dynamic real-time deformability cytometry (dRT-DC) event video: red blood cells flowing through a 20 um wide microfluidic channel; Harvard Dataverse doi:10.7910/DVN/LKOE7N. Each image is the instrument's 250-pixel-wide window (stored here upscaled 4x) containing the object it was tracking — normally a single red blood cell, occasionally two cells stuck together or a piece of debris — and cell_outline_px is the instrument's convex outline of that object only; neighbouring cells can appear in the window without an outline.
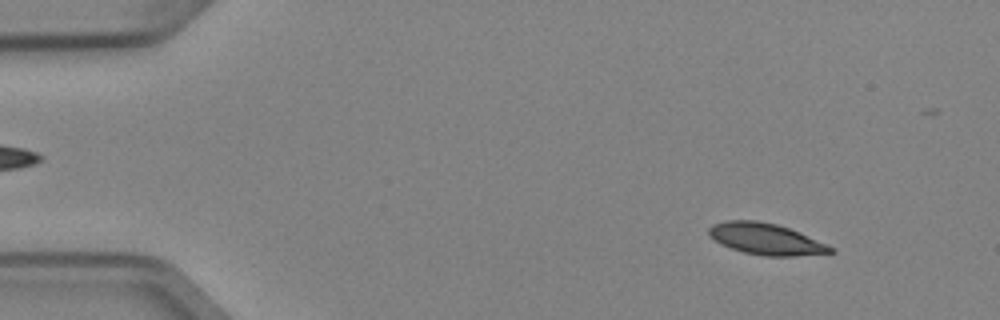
{"species": "Egyptian fruit bat (a non-hibernating species)", "species_latin": "Rousettus aegyptiacus", "temperature_condition": "cold", "stored_images_in_passage": 52, "camera_frame_rate_fps": 3000, "um_per_image_px": 0.085, "animal": {"sex": "female"}, "frame": {"image": 1, "passage_image": 5, "time_ms": 1.333, "image_size_px": [1000, 320], "cell_outline_px": [[836, 252], [796, 256], [764, 256], [744, 252], [720, 244], [708, 236], [708, 228], [712, 224], [724, 220], [756, 220], [776, 224], [788, 228], [828, 244], [836, 248]], "centroid_in_image_um": [65.09, 20.31], "position_along_channel_um": 19.9, "area_um2": 22.37}}
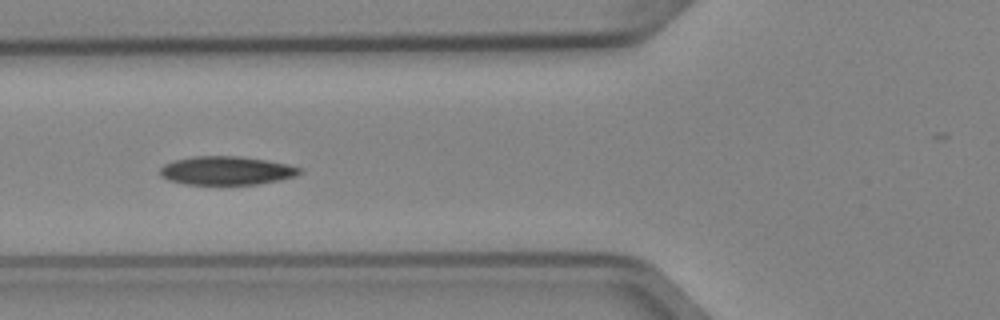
{"frame": {"image": 2, "passage_image": 19, "time_ms": 6.0, "image_size_px": [1000, 320], "cell_outline_px": [[304, 172], [296, 176], [256, 184], [184, 184], [168, 180], [160, 176], [160, 168], [164, 164], [172, 160], [192, 156], [240, 156], [288, 164], [304, 168]], "centroid_in_image_um": [19.24, 14.49], "position_along_channel_um": 106.6, "area_um2": 23.35}}
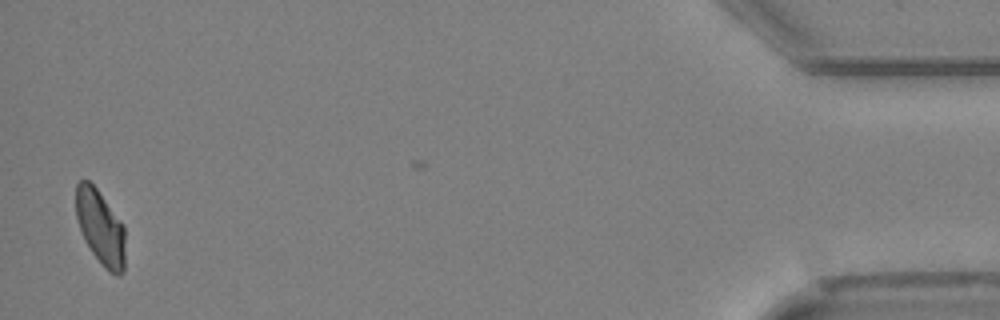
{"frame": {"image": 3, "passage_image": 50, "time_ms": 16.333, "image_size_px": [1000, 320], "cell_outline_px": [[124, 272], [120, 276], [116, 276], [104, 268], [92, 252], [84, 240], [76, 216], [76, 184], [80, 180], [88, 180], [96, 188], [124, 224]], "centroid_in_image_um": [8.54, 19.35], "position_along_channel_um": 426.7, "area_um2": 21.44}, "authors_computed_cell_mechanics": {"area_um2": 22.6576, "velocity_mm_per_s": 3.9396, "shape_relaxation_time_tau1_ms": 4.2866, "shape_relaxation_time_tau2_ms": null, "deformation_change_tau1": 0.1101, "deformation_change_tau2": null}}